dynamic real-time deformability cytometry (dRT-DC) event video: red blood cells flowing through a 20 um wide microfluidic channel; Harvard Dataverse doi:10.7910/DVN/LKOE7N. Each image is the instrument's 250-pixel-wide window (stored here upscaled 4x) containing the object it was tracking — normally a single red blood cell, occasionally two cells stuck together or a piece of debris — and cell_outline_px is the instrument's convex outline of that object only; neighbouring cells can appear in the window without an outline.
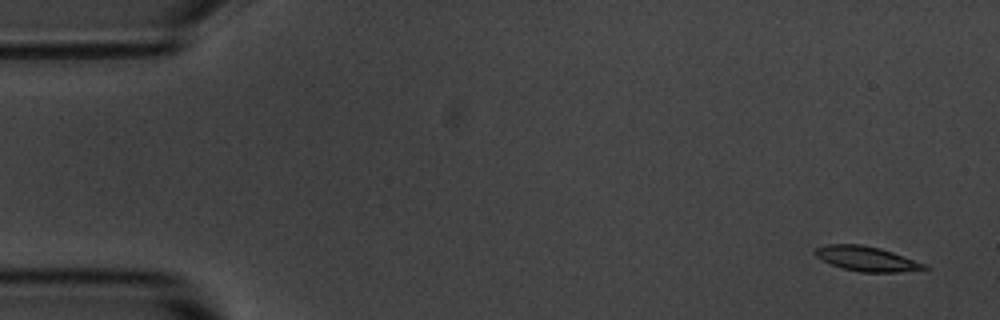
{"species": "common noctule bat (a hibernating species)", "species_latin": "Nyctalus noctula", "temperature_condition": "room temperature", "stored_images_in_passage": 3, "camera_frame_rate_fps": 3000, "um_per_image_px": 0.085, "animal": {"sex": "male", "body_mass_g": 20.1, "forearm_length_mm": 53.5}, "frame": {"image": 1, "passage_image": 1, "time_ms": 0.0, "image_size_px": [1000, 320], "cell_outline_px": [[932, 268], [900, 272], [860, 272], [844, 268], [832, 264], [816, 256], [812, 252], [816, 248], [828, 244], [860, 244], [880, 248], [892, 252], [924, 264]], "centroid_in_image_um": [73.65, 21.99], "position_along_channel_um": 11.4, "area_um2": 15.49}}